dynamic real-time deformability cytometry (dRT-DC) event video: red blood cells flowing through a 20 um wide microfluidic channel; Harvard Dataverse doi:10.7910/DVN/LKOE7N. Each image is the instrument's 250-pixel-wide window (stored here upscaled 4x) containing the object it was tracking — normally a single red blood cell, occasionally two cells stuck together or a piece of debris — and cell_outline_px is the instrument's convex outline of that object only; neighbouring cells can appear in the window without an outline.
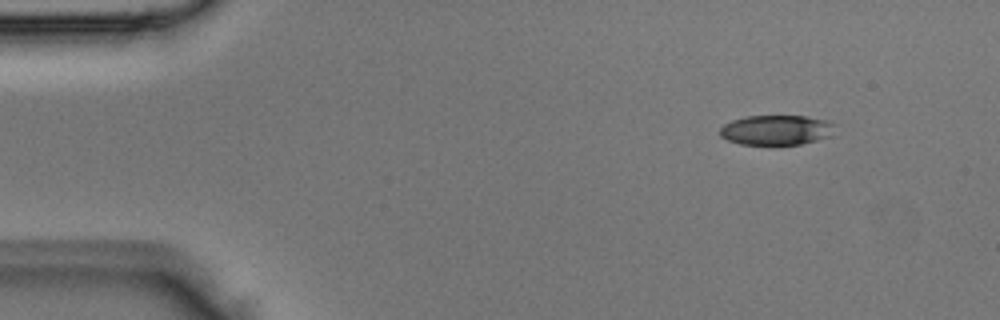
{"species": "Egyptian fruit bat (a non-hibernating species)", "species_latin": "Rousettus aegyptiacus", "temperature_condition": "room temperature", "stored_images_in_passage": 4, "camera_frame_rate_fps": 3000, "um_per_image_px": 0.085, "animal": {"sex": "male"}, "frame": {"image": 1, "passage_image": 1, "time_ms": 0.0, "image_size_px": [1000, 320], "cell_outline_px": [[832, 136], [800, 144], [740, 144], [728, 140], [720, 136], [720, 128], [724, 124], [732, 120], [748, 116], [804, 116], [828, 120], [832, 124]], "centroid_in_image_um": [65.96, 11.05], "position_along_channel_um": 19.0, "area_um2": 19.83}}